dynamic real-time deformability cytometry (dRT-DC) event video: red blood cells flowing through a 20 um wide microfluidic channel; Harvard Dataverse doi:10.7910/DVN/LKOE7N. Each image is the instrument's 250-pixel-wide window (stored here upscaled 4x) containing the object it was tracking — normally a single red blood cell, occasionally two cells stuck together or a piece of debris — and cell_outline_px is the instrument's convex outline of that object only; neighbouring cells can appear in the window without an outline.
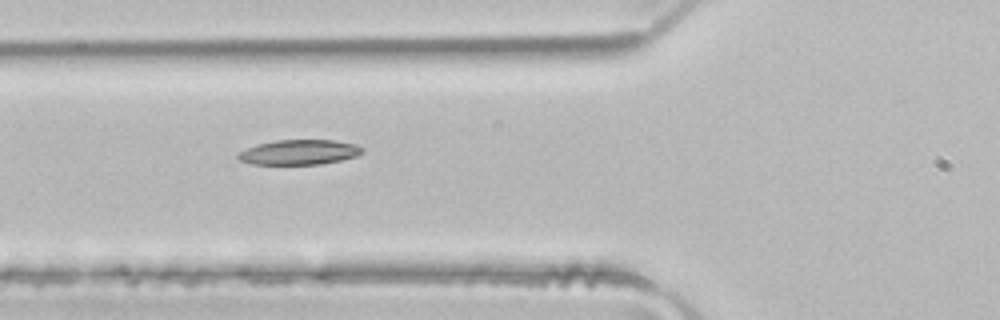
{"species": "common noctule bat (a hibernating species)", "species_latin": "Nyctalus noctula", "temperature_condition": "room temperature", "stored_images_in_passage": 3, "camera_frame_rate_fps": 3000, "um_per_image_px": 0.085, "animal": {"sex": "male", "body_mass_g": 21.5, "forearm_length_mm": 52.0}, "frame": {"image": 1, "passage_image": 2, "time_ms": 0.333, "image_size_px": [1000, 320], "cell_outline_px": [[364, 152], [356, 156], [340, 160], [320, 164], [252, 164], [240, 160], [236, 156], [240, 152], [248, 148], [260, 144], [276, 140], [336, 140], [356, 144], [364, 148]], "centroid_in_image_um": [25.49, 12.93], "position_along_channel_um": 100.3, "area_um2": 17.92}}
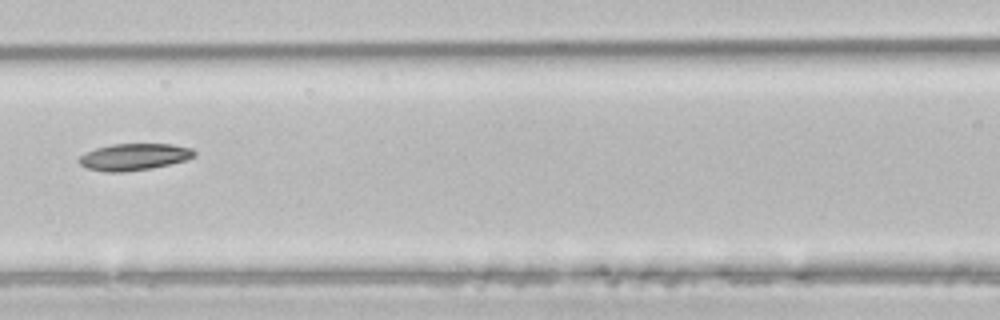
{"frame": {"image": 2, "passage_image": 3, "time_ms": 0.667, "image_size_px": [1000, 320], "cell_outline_px": [[196, 156], [184, 160], [168, 164], [148, 168], [124, 172], [104, 172], [88, 168], [80, 164], [76, 160], [80, 156], [96, 148], [112, 144], [172, 144], [192, 148], [196, 152]], "centroid_in_image_um": [11.39, 13.33], "position_along_channel_um": 155.2, "area_um2": 17.8}}